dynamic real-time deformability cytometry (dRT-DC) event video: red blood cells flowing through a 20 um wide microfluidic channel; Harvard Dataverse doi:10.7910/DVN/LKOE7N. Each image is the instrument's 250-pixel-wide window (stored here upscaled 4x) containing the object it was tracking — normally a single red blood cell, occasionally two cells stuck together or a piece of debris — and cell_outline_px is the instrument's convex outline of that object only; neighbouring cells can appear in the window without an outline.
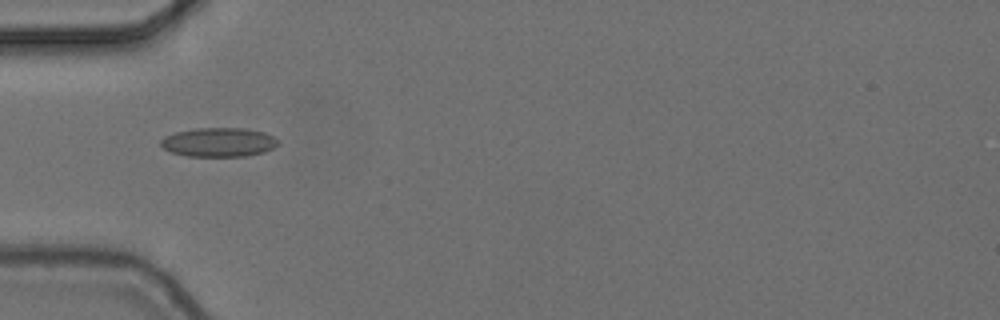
{"species": "common noctule bat (a hibernating species)", "species_latin": "Nyctalus noctula", "temperature_condition": "cold", "stored_images_in_passage": 7, "camera_frame_rate_fps": 3000, "um_per_image_px": 0.085, "animal": {"sex": "female", "body_mass_g": 24.6, "forearm_length_mm": 56.2}, "frame": {"image": 1, "passage_image": 4, "time_ms": 1.0, "image_size_px": [1000, 320], "cell_outline_px": [[280, 144], [264, 152], [248, 156], [188, 156], [172, 152], [164, 148], [160, 144], [160, 140], [164, 136], [176, 132], [196, 128], [244, 128], [264, 132], [280, 140]], "centroid_in_image_um": [18.62, 12.08], "position_along_channel_um": 66.4, "area_um2": 19.94}}
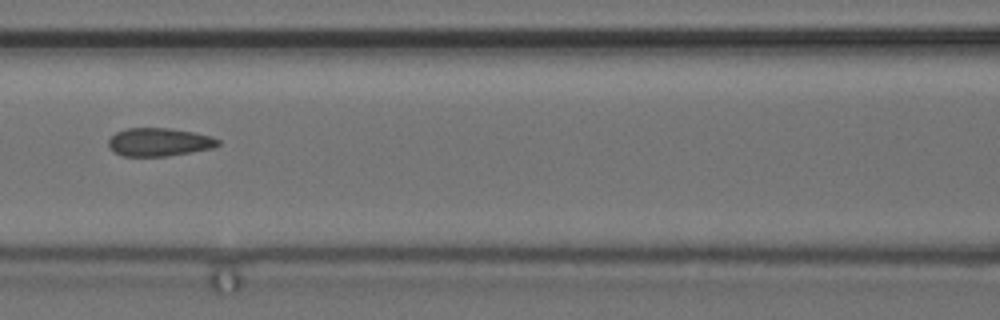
{"frame": {"image": 2, "passage_image": 6, "time_ms": 1.667, "image_size_px": [1000, 320], "cell_outline_px": [[220, 144], [212, 148], [192, 152], [168, 156], [124, 156], [112, 152], [108, 144], [108, 140], [116, 132], [128, 128], [168, 128], [192, 132], [212, 136], [220, 140]], "centroid_in_image_um": [13.52, 12.08], "position_along_channel_um": 153.1, "area_um2": 18.03}}
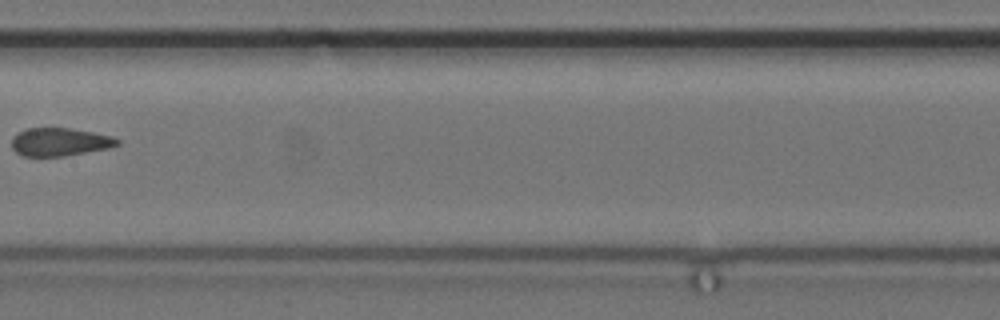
{"frame": {"image": 3, "passage_image": 7, "time_ms": 2.0, "image_size_px": [1000, 320], "cell_outline_px": [[120, 144], [108, 148], [64, 156], [20, 156], [12, 148], [12, 136], [24, 128], [68, 128], [92, 132], [112, 136], [120, 140]], "centroid_in_image_um": [5.05, 12.06], "position_along_channel_um": 202.4, "area_um2": 17.34}}